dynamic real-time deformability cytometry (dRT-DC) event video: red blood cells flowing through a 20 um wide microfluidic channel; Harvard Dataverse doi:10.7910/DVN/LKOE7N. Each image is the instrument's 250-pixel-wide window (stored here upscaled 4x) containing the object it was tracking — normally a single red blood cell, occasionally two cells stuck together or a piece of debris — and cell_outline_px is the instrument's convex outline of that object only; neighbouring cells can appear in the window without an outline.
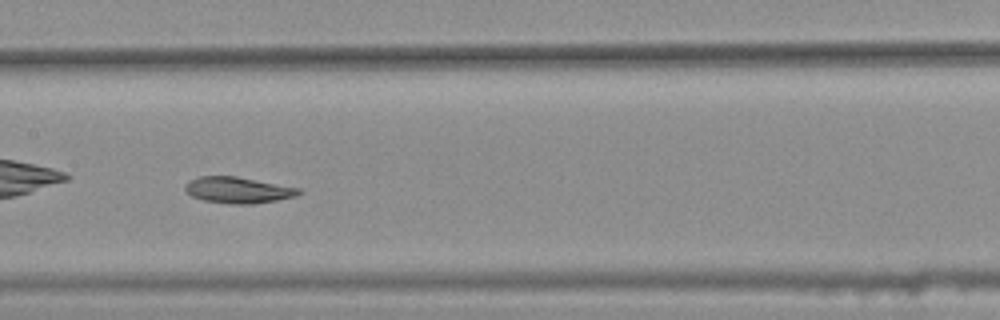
{"species": "common noctule bat (a hibernating species)", "species_latin": "Nyctalus noctula", "temperature_condition": "warm", "stored_images_in_passage": 43, "camera_frame_rate_fps": 3000, "um_per_image_px": 0.085, "animal": {"sex": "female", "body_mass_g": 25.1}, "frame": {"image": 1, "passage_image": 25, "time_ms": 8.0, "image_size_px": [1000, 320], "cell_outline_px": [[304, 192], [296, 196], [276, 200], [252, 204], [228, 204], [204, 200], [192, 196], [184, 188], [184, 184], [188, 180], [200, 176], [236, 176], [300, 188]], "centroid_in_image_um": [20.23, 16.15], "position_along_channel_um": 187.2, "area_um2": 17.4}, "authors_computed_cell_mechanics": {"area_um2": 17.9758, "velocity_mm_per_s": 3.7616, "shape_relaxation_time_tau1_ms": null, "shape_relaxation_time_tau2_ms": 4.9035, "deformation_change_tau1": null, "deformation_change_tau2": 0.0883}}